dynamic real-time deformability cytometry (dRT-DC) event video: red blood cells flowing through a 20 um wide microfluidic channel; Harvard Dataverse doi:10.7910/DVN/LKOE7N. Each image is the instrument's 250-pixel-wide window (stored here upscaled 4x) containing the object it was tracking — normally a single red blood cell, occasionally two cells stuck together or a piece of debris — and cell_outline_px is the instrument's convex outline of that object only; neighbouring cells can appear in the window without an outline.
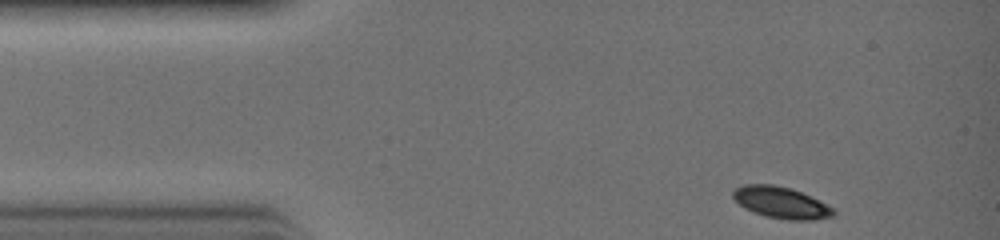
{"species": "common noctule bat (a hibernating species)", "species_latin": "Nyctalus noctula", "temperature_condition": "warm", "stored_images_in_passage": 26, "camera_frame_rate_fps": 3000, "um_per_image_px": 0.085, "animal": {"sex": "female", "body_mass_g": 19.0, "forearm_length_mm": 51.5}, "frame": {"image": 1, "passage_image": 1, "time_ms": 0.0, "image_size_px": [1000, 240], "cell_outline_px": [[836, 212], [832, 216], [812, 220], [788, 220], [764, 216], [744, 208], [732, 196], [732, 192], [736, 188], [744, 184], [772, 184], [788, 188], [800, 192], [832, 208]], "centroid_in_image_um": [66.34, 17.23], "position_along_channel_um": 18.7, "area_um2": 18.03}}
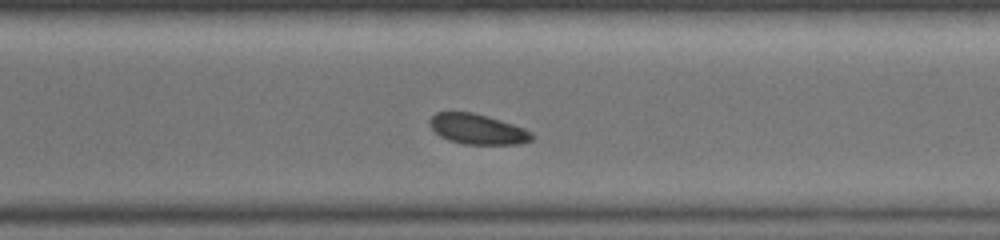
{"frame": {"image": 2, "passage_image": 20, "time_ms": 6.333, "image_size_px": [1000, 240], "cell_outline_px": [[532, 140], [520, 144], [464, 144], [448, 140], [440, 136], [428, 124], [428, 120], [436, 112], [472, 112], [488, 116], [512, 124], [532, 132]], "centroid_in_image_um": [40.56, 10.97], "position_along_channel_um": 330.0, "area_um2": 17.92}}
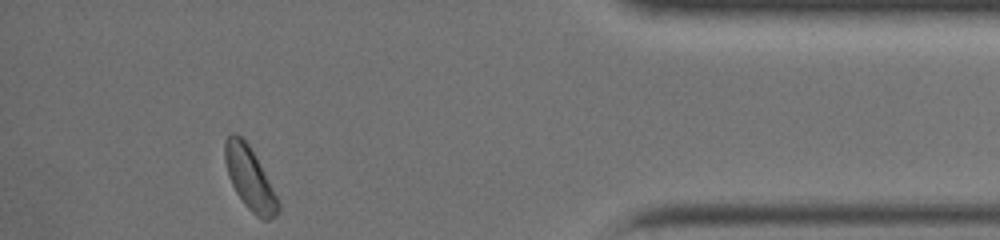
{"frame": {"image": 3, "passage_image": 26, "time_ms": 8.333, "image_size_px": [1000, 240], "cell_outline_px": [[280, 208], [276, 216], [268, 220], [264, 220], [256, 216], [244, 204], [236, 192], [228, 176], [224, 160], [224, 140], [228, 132], [236, 132], [248, 144], [256, 156], [280, 200]], "centroid_in_image_um": [21.22, 15.14], "position_along_channel_um": 414.0, "area_um2": 19.77}}